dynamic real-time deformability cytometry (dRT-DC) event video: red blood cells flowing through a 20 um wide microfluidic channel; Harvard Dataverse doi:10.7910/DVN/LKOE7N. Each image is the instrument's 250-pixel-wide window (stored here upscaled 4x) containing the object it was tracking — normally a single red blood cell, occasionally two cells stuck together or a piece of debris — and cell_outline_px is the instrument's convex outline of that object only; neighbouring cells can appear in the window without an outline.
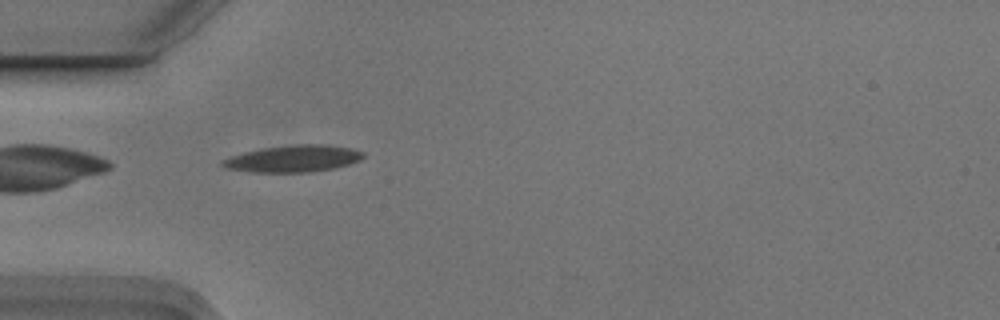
{"species": "Egyptian fruit bat (a non-hibernating species)", "species_latin": "Rousettus aegyptiacus", "temperature_condition": "cold", "stored_images_in_passage": 2, "camera_frame_rate_fps": 3000, "um_per_image_px": 0.085, "animal": {"sex": "male"}, "frame": {"image": 1, "passage_image": 1, "time_ms": 0.0, "image_size_px": [1000, 320], "cell_outline_px": [[364, 156], [360, 160], [348, 164], [332, 168], [312, 172], [252, 172], [228, 168], [220, 164], [220, 160], [244, 152], [264, 148], [296, 144], [324, 144], [352, 148], [364, 152]], "centroid_in_image_um": [24.94, 13.48], "position_along_channel_um": 60.1, "area_um2": 21.85}}
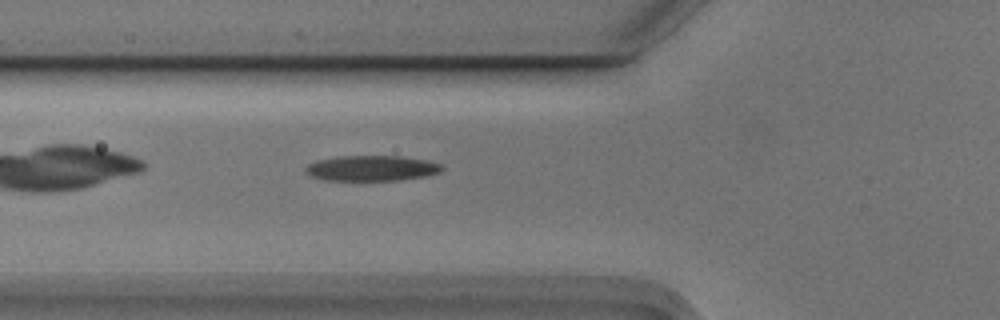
{"frame": {"image": 2, "passage_image": 2, "time_ms": 0.333, "image_size_px": [1000, 320], "cell_outline_px": [[444, 168], [440, 172], [424, 176], [400, 180], [324, 180], [312, 176], [304, 168], [308, 164], [316, 160], [340, 156], [400, 156], [428, 160], [440, 164]], "centroid_in_image_um": [31.6, 14.29], "position_along_channel_um": 94.2, "area_um2": 20.11}}